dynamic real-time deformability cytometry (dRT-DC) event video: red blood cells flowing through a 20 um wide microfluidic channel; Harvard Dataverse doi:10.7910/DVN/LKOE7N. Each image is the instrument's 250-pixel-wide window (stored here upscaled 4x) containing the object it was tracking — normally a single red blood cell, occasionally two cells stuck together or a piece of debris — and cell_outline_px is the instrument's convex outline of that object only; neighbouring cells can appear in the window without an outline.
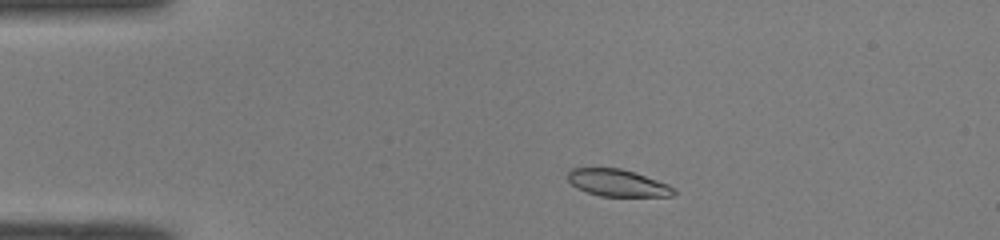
{"species": "common noctule bat (a hibernating species)", "species_latin": "Nyctalus noctula", "temperature_condition": "room temperature", "stored_images_in_passage": 45, "camera_frame_rate_fps": 3000, "um_per_image_px": 0.085, "animal": {"sex": "male", "body_mass_g": 19.0, "forearm_length_mm": 50.8}, "frame": {"image": 1, "passage_image": 5, "time_ms": 1.333, "image_size_px": [1000, 240], "cell_outline_px": [[676, 192], [672, 196], [600, 196], [576, 188], [568, 180], [568, 172], [572, 168], [620, 168], [636, 172], [668, 184], [676, 188]], "centroid_in_image_um": [52.52, 15.54], "position_along_channel_um": 32.5, "area_um2": 16.76}}
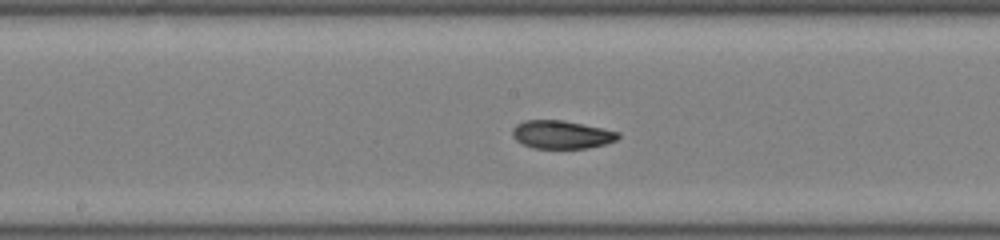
{"frame": {"image": 2, "passage_image": 21, "time_ms": 6.667, "image_size_px": [1000, 240], "cell_outline_px": [[620, 136], [616, 140], [604, 144], [588, 148], [532, 148], [516, 140], [512, 136], [512, 128], [516, 124], [524, 120], [564, 120], [620, 132]], "centroid_in_image_um": [47.71, 11.43], "position_along_channel_um": 200.5, "area_um2": 17.34}}
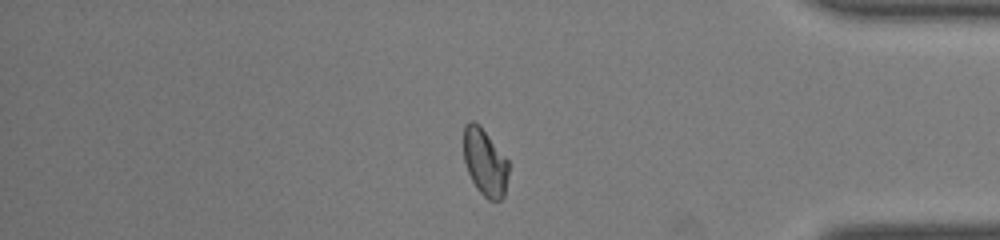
{"frame": {"image": 3, "passage_image": 37, "time_ms": 12.0, "image_size_px": [1000, 240], "cell_outline_px": [[508, 172], [504, 196], [500, 200], [488, 200], [476, 188], [468, 172], [464, 160], [464, 124], [468, 120], [472, 120], [480, 124], [508, 160]], "centroid_in_image_um": [41.21, 13.76], "position_along_channel_um": 394.0, "area_um2": 17.63}, "authors_computed_cell_mechanics": {"area_um2": 17.8024, "velocity_mm_per_s": 4.0903, "shape_relaxation_time_tau1_ms": 5.0837, "shape_relaxation_time_tau2_ms": 1.6939, "deformation_change_tau1": 0.1378, "deformation_change_tau2": 0.052}}